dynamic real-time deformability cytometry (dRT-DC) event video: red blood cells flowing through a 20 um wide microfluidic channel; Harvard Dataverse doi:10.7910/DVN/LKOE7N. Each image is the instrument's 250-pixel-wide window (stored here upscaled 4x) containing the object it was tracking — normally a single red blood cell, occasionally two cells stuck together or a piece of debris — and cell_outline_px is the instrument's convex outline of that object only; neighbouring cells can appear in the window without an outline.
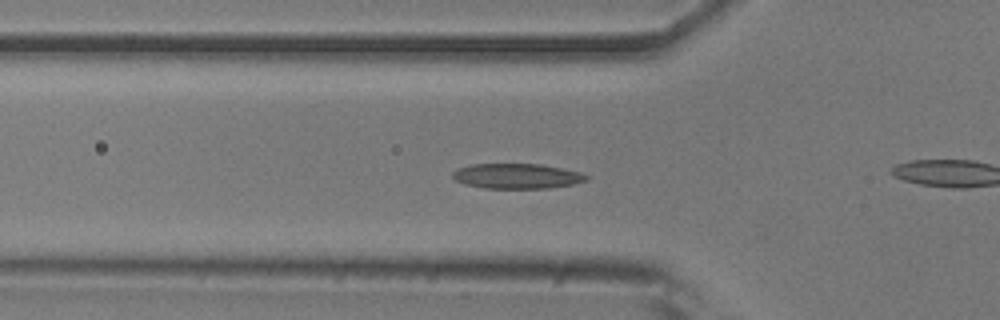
{"species": "common noctule bat (a hibernating species)", "species_latin": "Nyctalus noctula", "temperature_condition": "room temperature", "stored_images_in_passage": 55, "camera_frame_rate_fps": 3000, "um_per_image_px": 0.085, "animal": {"sex": "male", "body_mass_g": 20.5, "forearm_length_mm": 52.5}, "frame": {"image": 1, "passage_image": 18, "time_ms": 5.667, "image_size_px": [1000, 320], "cell_outline_px": [[588, 180], [572, 184], [548, 188], [484, 188], [464, 184], [456, 180], [452, 176], [452, 172], [456, 168], [472, 164], [540, 164], [580, 172], [588, 176]], "centroid_in_image_um": [43.9, 14.96], "position_along_channel_um": 81.9, "area_um2": 19.48}}
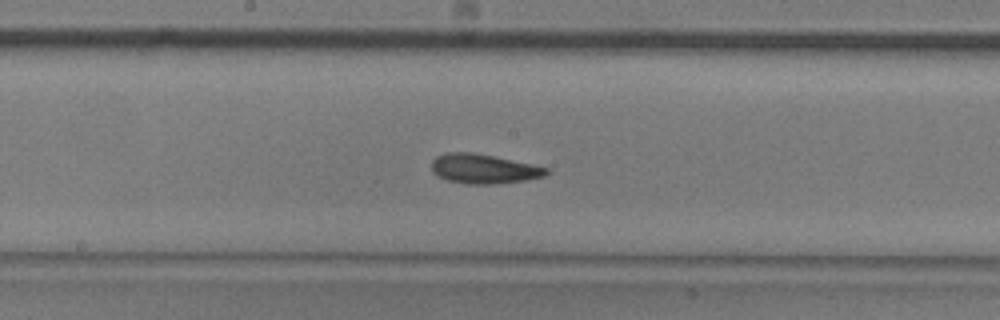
{"frame": {"image": 2, "passage_image": 28, "time_ms": 9.0, "image_size_px": [1000, 320], "cell_outline_px": [[548, 172], [544, 176], [524, 180], [492, 184], [468, 184], [448, 180], [436, 176], [432, 172], [432, 160], [436, 156], [448, 152], [472, 152], [532, 164], [548, 168]], "centroid_in_image_um": [41.06, 14.35], "position_along_channel_um": 207.1, "area_um2": 19.54}}
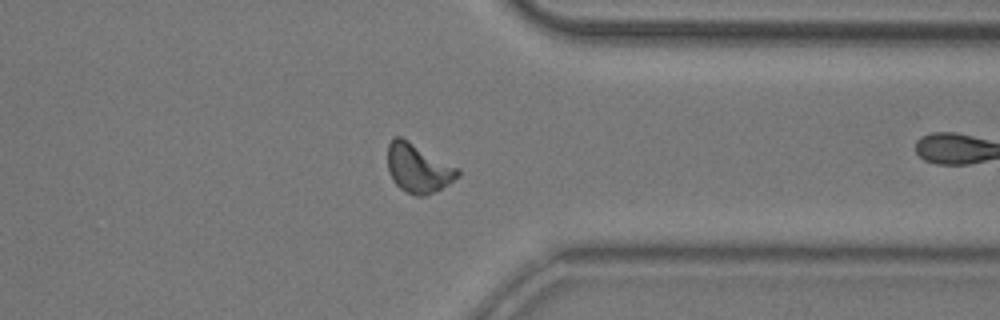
{"frame": {"image": 3, "passage_image": 42, "time_ms": 13.667, "image_size_px": [1000, 320], "cell_outline_px": [[460, 176], [448, 184], [424, 196], [412, 196], [400, 188], [392, 180], [388, 172], [388, 144], [392, 136], [400, 136], [460, 168]], "centroid_in_image_um": [35.53, 14.29], "position_along_channel_um": 375.9, "area_um2": 20.11}, "authors_computed_cell_mechanics": {"area_um2": 19.1318, "velocity_mm_per_s": 3.718, "shape_relaxation_time_tau1_ms": 4.9142, "shape_relaxation_time_tau2_ms": 2.1113, "deformation_change_tau1": 0.1307, "deformation_change_tau2": 0.0943}}